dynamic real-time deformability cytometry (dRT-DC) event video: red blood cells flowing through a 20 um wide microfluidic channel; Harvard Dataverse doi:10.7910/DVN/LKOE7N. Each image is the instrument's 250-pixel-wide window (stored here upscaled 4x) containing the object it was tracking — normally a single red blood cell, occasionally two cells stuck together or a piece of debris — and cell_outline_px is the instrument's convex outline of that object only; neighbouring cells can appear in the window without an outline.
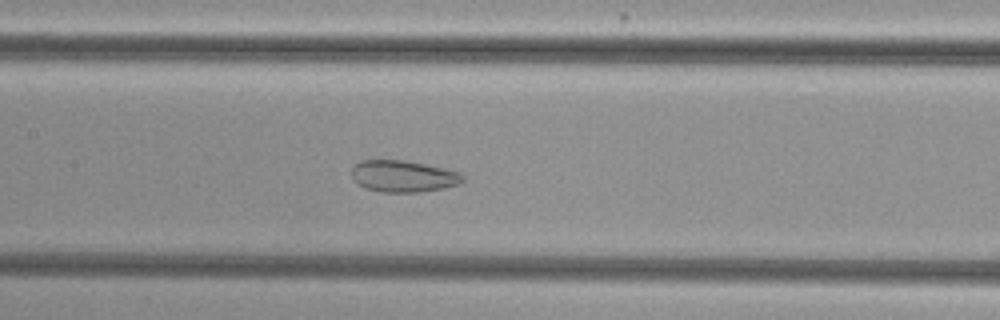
{"species": "common noctule bat (a hibernating species)", "species_latin": "Nyctalus noctula", "temperature_condition": "cold", "stored_images_in_passage": 50, "camera_frame_rate_fps": 3000, "um_per_image_px": 0.085, "animal": {"sex": "female", "body_mass_g": 29.2, "forearm_length_mm": 56.3}, "frame": {"image": 1, "passage_image": 21, "time_ms": 6.667, "image_size_px": [1000, 320], "cell_outline_px": [[464, 180], [456, 184], [444, 188], [420, 192], [380, 192], [364, 188], [352, 180], [352, 168], [360, 160], [404, 160], [424, 164], [460, 172], [464, 176]], "centroid_in_image_um": [34.24, 14.98], "position_along_channel_um": 173.2, "area_um2": 20.52}}
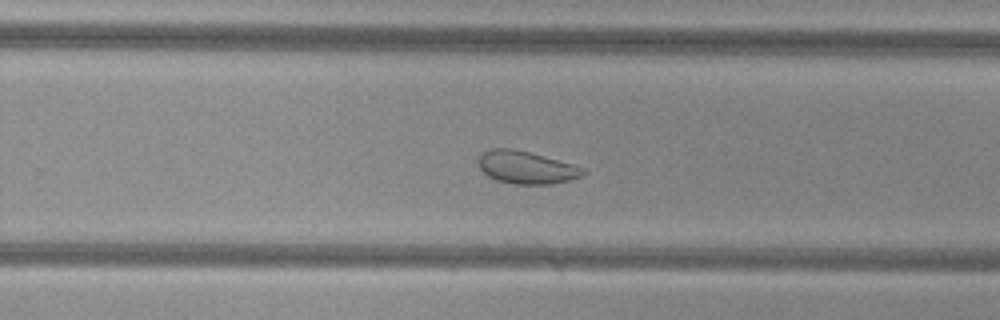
{"frame": {"image": 2, "passage_image": 30, "time_ms": 9.667, "image_size_px": [1000, 320], "cell_outline_px": [[588, 172], [580, 176], [568, 180], [552, 184], [512, 184], [496, 180], [488, 176], [476, 164], [476, 160], [484, 152], [492, 148], [512, 148], [528, 152], [572, 164], [584, 168]], "centroid_in_image_um": [44.69, 14.23], "position_along_channel_um": 285.1, "area_um2": 19.83}}
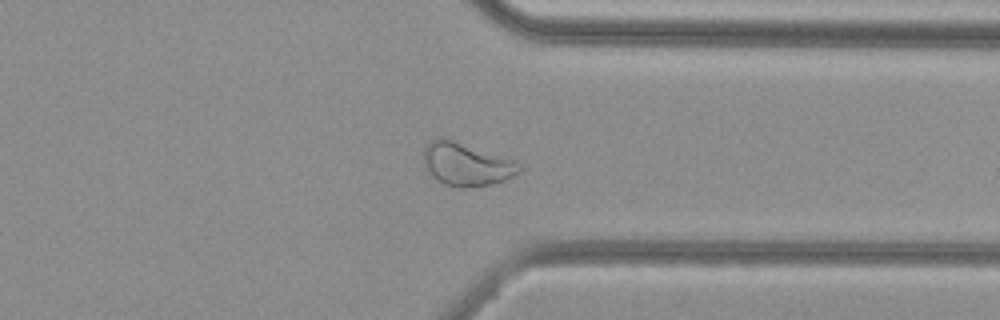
{"frame": {"image": 3, "passage_image": 37, "time_ms": 12.0, "image_size_px": [1000, 320], "cell_outline_px": [[524, 168], [520, 172], [504, 180], [492, 184], [464, 188], [460, 188], [444, 184], [424, 164], [424, 148], [436, 136], [440, 136], [512, 160], [520, 164]], "centroid_in_image_um": [39.66, 13.96], "position_along_channel_um": 371.7, "area_um2": 23.35}, "authors_computed_cell_mechanics": {"area_um2": 26.2412, "velocity_mm_per_s": 3.7411, "shape_relaxation_time_tau1_ms": null, "shape_relaxation_time_tau2_ms": 1.8826, "deformation_change_tau1": null, "deformation_change_tau2": 0.0596}}